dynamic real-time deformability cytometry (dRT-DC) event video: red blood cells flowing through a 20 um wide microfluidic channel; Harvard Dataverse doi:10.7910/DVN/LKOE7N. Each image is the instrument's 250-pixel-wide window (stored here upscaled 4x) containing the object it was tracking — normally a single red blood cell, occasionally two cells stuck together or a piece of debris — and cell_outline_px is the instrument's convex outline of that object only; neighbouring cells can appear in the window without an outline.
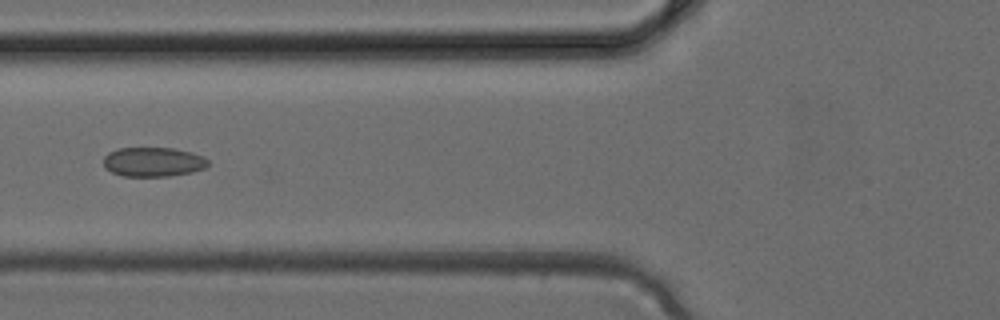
{"species": "common noctule bat (a hibernating species)", "species_latin": "Nyctalus noctula", "temperature_condition": "cold", "stored_images_in_passage": 5, "camera_frame_rate_fps": 3000, "um_per_image_px": 0.085, "animal": {"sex": "female", "body_mass_g": 24.6, "forearm_length_mm": 56.2}, "frame": {"image": 1, "passage_image": 5, "time_ms": 1.333, "image_size_px": [1000, 320], "cell_outline_px": [[208, 164], [204, 168], [192, 172], [168, 176], [124, 176], [112, 172], [104, 168], [104, 156], [108, 152], [116, 148], [172, 148], [192, 152], [204, 156], [208, 160]], "centroid_in_image_um": [13.01, 13.75], "position_along_channel_um": 112.8, "area_um2": 17.98}}